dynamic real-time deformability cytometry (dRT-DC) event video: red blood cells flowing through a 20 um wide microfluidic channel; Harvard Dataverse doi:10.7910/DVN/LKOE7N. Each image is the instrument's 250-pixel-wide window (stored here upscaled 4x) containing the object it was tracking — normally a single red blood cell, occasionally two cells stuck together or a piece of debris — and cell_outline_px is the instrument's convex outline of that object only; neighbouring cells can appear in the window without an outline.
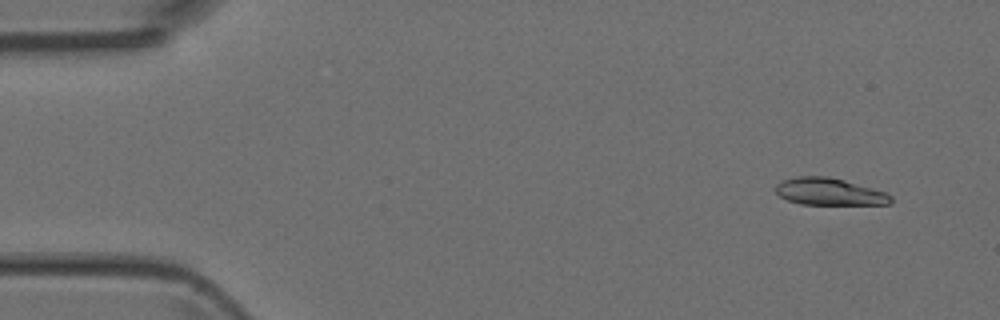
{"species": "Egyptian fruit bat (a non-hibernating species)", "species_latin": "Rousettus aegyptiacus", "temperature_condition": "room temperature", "stored_images_in_passage": 4, "camera_frame_rate_fps": 3000, "um_per_image_px": 0.085, "animal": {"sex": "female"}, "frame": {"image": 1, "passage_image": 1, "time_ms": 0.0, "image_size_px": [1000, 320], "cell_outline_px": [[892, 200], [888, 204], [800, 204], [788, 200], [780, 196], [776, 192], [776, 184], [780, 180], [796, 176], [828, 176], [844, 180], [884, 192], [892, 196]], "centroid_in_image_um": [70.43, 16.28], "position_along_channel_um": 14.6, "area_um2": 18.03}}
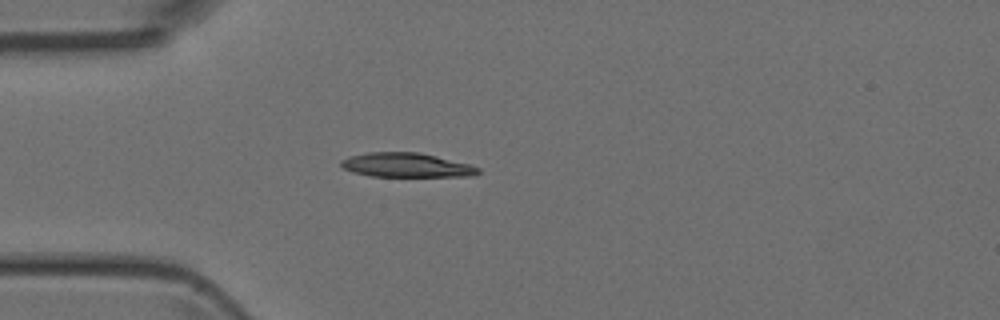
{"frame": {"image": 2, "passage_image": 4, "time_ms": 3.333, "image_size_px": [1000, 320], "cell_outline_px": [[480, 172], [468, 176], [372, 176], [352, 172], [344, 168], [340, 164], [340, 160], [348, 156], [368, 152], [420, 152], [468, 164], [480, 168]], "centroid_in_image_um": [34.49, 14.02], "position_along_channel_um": 50.5, "area_um2": 19.25}}